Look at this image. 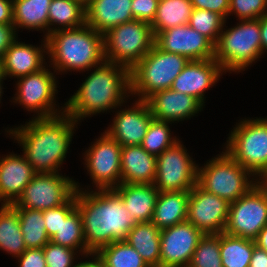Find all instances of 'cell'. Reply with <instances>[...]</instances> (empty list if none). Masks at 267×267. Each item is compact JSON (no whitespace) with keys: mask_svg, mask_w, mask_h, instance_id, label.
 I'll return each mask as SVG.
<instances>
[{"mask_svg":"<svg viewBox=\"0 0 267 267\" xmlns=\"http://www.w3.org/2000/svg\"><path fill=\"white\" fill-rule=\"evenodd\" d=\"M78 123L67 113L31 118L24 125L6 128V135L22 147L36 173H60ZM8 129V130H7Z\"/></svg>","mask_w":267,"mask_h":267,"instance_id":"cell-1","label":"cell"},{"mask_svg":"<svg viewBox=\"0 0 267 267\" xmlns=\"http://www.w3.org/2000/svg\"><path fill=\"white\" fill-rule=\"evenodd\" d=\"M76 183V208L82 218L87 250L95 254L115 241H125L137 224L114 189L81 188Z\"/></svg>","mask_w":267,"mask_h":267,"instance_id":"cell-2","label":"cell"},{"mask_svg":"<svg viewBox=\"0 0 267 267\" xmlns=\"http://www.w3.org/2000/svg\"><path fill=\"white\" fill-rule=\"evenodd\" d=\"M91 70L93 71L78 90L64 104L65 113L78 124L86 117L125 106L126 100L131 96L130 70L126 67L104 61Z\"/></svg>","mask_w":267,"mask_h":267,"instance_id":"cell-3","label":"cell"},{"mask_svg":"<svg viewBox=\"0 0 267 267\" xmlns=\"http://www.w3.org/2000/svg\"><path fill=\"white\" fill-rule=\"evenodd\" d=\"M46 39L48 63L56 75L86 72L105 61L104 35L87 24L54 31Z\"/></svg>","mask_w":267,"mask_h":267,"instance_id":"cell-4","label":"cell"},{"mask_svg":"<svg viewBox=\"0 0 267 267\" xmlns=\"http://www.w3.org/2000/svg\"><path fill=\"white\" fill-rule=\"evenodd\" d=\"M225 27L226 21L214 45V59L225 74L240 73L262 57L260 18L239 20L237 25Z\"/></svg>","mask_w":267,"mask_h":267,"instance_id":"cell-5","label":"cell"},{"mask_svg":"<svg viewBox=\"0 0 267 267\" xmlns=\"http://www.w3.org/2000/svg\"><path fill=\"white\" fill-rule=\"evenodd\" d=\"M242 119L228 134L225 151L259 181L267 179V117Z\"/></svg>","mask_w":267,"mask_h":267,"instance_id":"cell-6","label":"cell"},{"mask_svg":"<svg viewBox=\"0 0 267 267\" xmlns=\"http://www.w3.org/2000/svg\"><path fill=\"white\" fill-rule=\"evenodd\" d=\"M189 61L181 54L163 51L154 44L130 70L131 96L146 100L157 91L170 89Z\"/></svg>","mask_w":267,"mask_h":267,"instance_id":"cell-7","label":"cell"},{"mask_svg":"<svg viewBox=\"0 0 267 267\" xmlns=\"http://www.w3.org/2000/svg\"><path fill=\"white\" fill-rule=\"evenodd\" d=\"M203 165L197 166V184L207 192L215 194L229 203L245 195L259 182L225 149Z\"/></svg>","mask_w":267,"mask_h":267,"instance_id":"cell-8","label":"cell"},{"mask_svg":"<svg viewBox=\"0 0 267 267\" xmlns=\"http://www.w3.org/2000/svg\"><path fill=\"white\" fill-rule=\"evenodd\" d=\"M104 35L105 61L131 70L154 46L151 24L133 20L109 29Z\"/></svg>","mask_w":267,"mask_h":267,"instance_id":"cell-9","label":"cell"},{"mask_svg":"<svg viewBox=\"0 0 267 267\" xmlns=\"http://www.w3.org/2000/svg\"><path fill=\"white\" fill-rule=\"evenodd\" d=\"M50 68L47 64L40 71L20 77L15 82L16 93L11 102L33 112L32 118H50L65 113V105L59 108L56 104L58 81L56 72Z\"/></svg>","mask_w":267,"mask_h":267,"instance_id":"cell-10","label":"cell"},{"mask_svg":"<svg viewBox=\"0 0 267 267\" xmlns=\"http://www.w3.org/2000/svg\"><path fill=\"white\" fill-rule=\"evenodd\" d=\"M267 225V182L259 181L245 195L230 203L224 232L255 240Z\"/></svg>","mask_w":267,"mask_h":267,"instance_id":"cell-11","label":"cell"},{"mask_svg":"<svg viewBox=\"0 0 267 267\" xmlns=\"http://www.w3.org/2000/svg\"><path fill=\"white\" fill-rule=\"evenodd\" d=\"M75 182L62 173H36L25 186L22 195L11 205L40 211L58 207L75 195Z\"/></svg>","mask_w":267,"mask_h":267,"instance_id":"cell-12","label":"cell"},{"mask_svg":"<svg viewBox=\"0 0 267 267\" xmlns=\"http://www.w3.org/2000/svg\"><path fill=\"white\" fill-rule=\"evenodd\" d=\"M182 141H177L156 157L154 185L159 192L191 190L197 184L198 164Z\"/></svg>","mask_w":267,"mask_h":267,"instance_id":"cell-13","label":"cell"},{"mask_svg":"<svg viewBox=\"0 0 267 267\" xmlns=\"http://www.w3.org/2000/svg\"><path fill=\"white\" fill-rule=\"evenodd\" d=\"M121 149L104 131L83 153V164L95 190L114 189L121 184Z\"/></svg>","mask_w":267,"mask_h":267,"instance_id":"cell-14","label":"cell"},{"mask_svg":"<svg viewBox=\"0 0 267 267\" xmlns=\"http://www.w3.org/2000/svg\"><path fill=\"white\" fill-rule=\"evenodd\" d=\"M229 205L226 200L196 184L190 190L187 221L203 234L223 233L228 220Z\"/></svg>","mask_w":267,"mask_h":267,"instance_id":"cell-15","label":"cell"},{"mask_svg":"<svg viewBox=\"0 0 267 267\" xmlns=\"http://www.w3.org/2000/svg\"><path fill=\"white\" fill-rule=\"evenodd\" d=\"M203 235L188 221L162 229L160 267H188Z\"/></svg>","mask_w":267,"mask_h":267,"instance_id":"cell-16","label":"cell"},{"mask_svg":"<svg viewBox=\"0 0 267 267\" xmlns=\"http://www.w3.org/2000/svg\"><path fill=\"white\" fill-rule=\"evenodd\" d=\"M154 44L163 51L181 54L190 61L214 58V44L188 24L158 32Z\"/></svg>","mask_w":267,"mask_h":267,"instance_id":"cell-17","label":"cell"},{"mask_svg":"<svg viewBox=\"0 0 267 267\" xmlns=\"http://www.w3.org/2000/svg\"><path fill=\"white\" fill-rule=\"evenodd\" d=\"M133 104V105H132ZM128 108L117 109L112 123L105 132L122 147L141 145L147 133L149 123L153 119L152 112L146 100L137 99Z\"/></svg>","mask_w":267,"mask_h":267,"instance_id":"cell-18","label":"cell"},{"mask_svg":"<svg viewBox=\"0 0 267 267\" xmlns=\"http://www.w3.org/2000/svg\"><path fill=\"white\" fill-rule=\"evenodd\" d=\"M225 73L214 59L189 61L175 78L170 89L190 95L205 106V93L219 82Z\"/></svg>","mask_w":267,"mask_h":267,"instance_id":"cell-19","label":"cell"},{"mask_svg":"<svg viewBox=\"0 0 267 267\" xmlns=\"http://www.w3.org/2000/svg\"><path fill=\"white\" fill-rule=\"evenodd\" d=\"M47 39L41 41V45L26 44L18 41V38L6 50L2 61L3 76L8 78H20L28 74L36 73L47 66ZM46 58V59H45Z\"/></svg>","mask_w":267,"mask_h":267,"instance_id":"cell-20","label":"cell"},{"mask_svg":"<svg viewBox=\"0 0 267 267\" xmlns=\"http://www.w3.org/2000/svg\"><path fill=\"white\" fill-rule=\"evenodd\" d=\"M146 101L153 119L171 123L188 120L204 108L196 98L172 89L157 91Z\"/></svg>","mask_w":267,"mask_h":267,"instance_id":"cell-21","label":"cell"},{"mask_svg":"<svg viewBox=\"0 0 267 267\" xmlns=\"http://www.w3.org/2000/svg\"><path fill=\"white\" fill-rule=\"evenodd\" d=\"M35 174L23 154L0 156V203H15Z\"/></svg>","mask_w":267,"mask_h":267,"instance_id":"cell-22","label":"cell"},{"mask_svg":"<svg viewBox=\"0 0 267 267\" xmlns=\"http://www.w3.org/2000/svg\"><path fill=\"white\" fill-rule=\"evenodd\" d=\"M132 0H90L85 7L86 24L105 34L109 29L133 21Z\"/></svg>","mask_w":267,"mask_h":267,"instance_id":"cell-23","label":"cell"},{"mask_svg":"<svg viewBox=\"0 0 267 267\" xmlns=\"http://www.w3.org/2000/svg\"><path fill=\"white\" fill-rule=\"evenodd\" d=\"M156 156L141 145L124 146L121 149V183L153 184L156 177Z\"/></svg>","mask_w":267,"mask_h":267,"instance_id":"cell-24","label":"cell"},{"mask_svg":"<svg viewBox=\"0 0 267 267\" xmlns=\"http://www.w3.org/2000/svg\"><path fill=\"white\" fill-rule=\"evenodd\" d=\"M114 190L120 195L129 215L136 223L150 222L159 191L154 184H120Z\"/></svg>","mask_w":267,"mask_h":267,"instance_id":"cell-25","label":"cell"},{"mask_svg":"<svg viewBox=\"0 0 267 267\" xmlns=\"http://www.w3.org/2000/svg\"><path fill=\"white\" fill-rule=\"evenodd\" d=\"M190 190L159 192L152 223L162 230L187 221V208Z\"/></svg>","mask_w":267,"mask_h":267,"instance_id":"cell-26","label":"cell"},{"mask_svg":"<svg viewBox=\"0 0 267 267\" xmlns=\"http://www.w3.org/2000/svg\"><path fill=\"white\" fill-rule=\"evenodd\" d=\"M52 0H13V25L18 29L43 31L48 37V11ZM45 32V33H44Z\"/></svg>","mask_w":267,"mask_h":267,"instance_id":"cell-27","label":"cell"},{"mask_svg":"<svg viewBox=\"0 0 267 267\" xmlns=\"http://www.w3.org/2000/svg\"><path fill=\"white\" fill-rule=\"evenodd\" d=\"M161 230L150 222L137 223L129 232L126 242L132 246L149 267H160Z\"/></svg>","mask_w":267,"mask_h":267,"instance_id":"cell-28","label":"cell"},{"mask_svg":"<svg viewBox=\"0 0 267 267\" xmlns=\"http://www.w3.org/2000/svg\"><path fill=\"white\" fill-rule=\"evenodd\" d=\"M48 21V35L57 30L81 27L86 24L85 6L76 0H52Z\"/></svg>","mask_w":267,"mask_h":267,"instance_id":"cell-29","label":"cell"},{"mask_svg":"<svg viewBox=\"0 0 267 267\" xmlns=\"http://www.w3.org/2000/svg\"><path fill=\"white\" fill-rule=\"evenodd\" d=\"M27 249L20 229L18 211L11 204L0 207V250L13 258L20 256Z\"/></svg>","mask_w":267,"mask_h":267,"instance_id":"cell-30","label":"cell"},{"mask_svg":"<svg viewBox=\"0 0 267 267\" xmlns=\"http://www.w3.org/2000/svg\"><path fill=\"white\" fill-rule=\"evenodd\" d=\"M193 9L190 0H159L155 19L151 23L154 36L166 29L189 24Z\"/></svg>","mask_w":267,"mask_h":267,"instance_id":"cell-31","label":"cell"},{"mask_svg":"<svg viewBox=\"0 0 267 267\" xmlns=\"http://www.w3.org/2000/svg\"><path fill=\"white\" fill-rule=\"evenodd\" d=\"M255 240L220 233L222 267H249Z\"/></svg>","mask_w":267,"mask_h":267,"instance_id":"cell-32","label":"cell"},{"mask_svg":"<svg viewBox=\"0 0 267 267\" xmlns=\"http://www.w3.org/2000/svg\"><path fill=\"white\" fill-rule=\"evenodd\" d=\"M50 241L77 250L85 259L92 255L86 247L82 218L77 208L66 219H62L61 226Z\"/></svg>","mask_w":267,"mask_h":267,"instance_id":"cell-33","label":"cell"},{"mask_svg":"<svg viewBox=\"0 0 267 267\" xmlns=\"http://www.w3.org/2000/svg\"><path fill=\"white\" fill-rule=\"evenodd\" d=\"M94 255L103 267H149L126 241H115L102 247Z\"/></svg>","mask_w":267,"mask_h":267,"instance_id":"cell-34","label":"cell"},{"mask_svg":"<svg viewBox=\"0 0 267 267\" xmlns=\"http://www.w3.org/2000/svg\"><path fill=\"white\" fill-rule=\"evenodd\" d=\"M18 211L20 229L27 249L43 248L50 238L46 232L43 213L40 210L14 207Z\"/></svg>","mask_w":267,"mask_h":267,"instance_id":"cell-35","label":"cell"},{"mask_svg":"<svg viewBox=\"0 0 267 267\" xmlns=\"http://www.w3.org/2000/svg\"><path fill=\"white\" fill-rule=\"evenodd\" d=\"M169 124L171 122L152 119L149 123L147 133L145 134L141 146L151 155L158 156L165 149L173 146L180 139L172 137ZM171 132V133H170Z\"/></svg>","mask_w":267,"mask_h":267,"instance_id":"cell-36","label":"cell"},{"mask_svg":"<svg viewBox=\"0 0 267 267\" xmlns=\"http://www.w3.org/2000/svg\"><path fill=\"white\" fill-rule=\"evenodd\" d=\"M188 267H222L220 234H204Z\"/></svg>","mask_w":267,"mask_h":267,"instance_id":"cell-37","label":"cell"},{"mask_svg":"<svg viewBox=\"0 0 267 267\" xmlns=\"http://www.w3.org/2000/svg\"><path fill=\"white\" fill-rule=\"evenodd\" d=\"M225 21L220 14L194 8L188 25L207 37L215 45L223 30Z\"/></svg>","mask_w":267,"mask_h":267,"instance_id":"cell-38","label":"cell"},{"mask_svg":"<svg viewBox=\"0 0 267 267\" xmlns=\"http://www.w3.org/2000/svg\"><path fill=\"white\" fill-rule=\"evenodd\" d=\"M43 252L47 267H77L78 263L75 260L78 256H82L77 250L54 244L51 241L43 247Z\"/></svg>","mask_w":267,"mask_h":267,"instance_id":"cell-39","label":"cell"},{"mask_svg":"<svg viewBox=\"0 0 267 267\" xmlns=\"http://www.w3.org/2000/svg\"><path fill=\"white\" fill-rule=\"evenodd\" d=\"M236 15V20L258 19L267 15V0H230L228 16Z\"/></svg>","mask_w":267,"mask_h":267,"instance_id":"cell-40","label":"cell"},{"mask_svg":"<svg viewBox=\"0 0 267 267\" xmlns=\"http://www.w3.org/2000/svg\"><path fill=\"white\" fill-rule=\"evenodd\" d=\"M76 209V193L63 205L42 211L46 232L51 238L61 226L62 219H66Z\"/></svg>","mask_w":267,"mask_h":267,"instance_id":"cell-41","label":"cell"},{"mask_svg":"<svg viewBox=\"0 0 267 267\" xmlns=\"http://www.w3.org/2000/svg\"><path fill=\"white\" fill-rule=\"evenodd\" d=\"M159 0H132L131 11L134 20L152 23L155 19Z\"/></svg>","mask_w":267,"mask_h":267,"instance_id":"cell-42","label":"cell"},{"mask_svg":"<svg viewBox=\"0 0 267 267\" xmlns=\"http://www.w3.org/2000/svg\"><path fill=\"white\" fill-rule=\"evenodd\" d=\"M16 258L18 267H47L43 248L26 249Z\"/></svg>","mask_w":267,"mask_h":267,"instance_id":"cell-43","label":"cell"},{"mask_svg":"<svg viewBox=\"0 0 267 267\" xmlns=\"http://www.w3.org/2000/svg\"><path fill=\"white\" fill-rule=\"evenodd\" d=\"M193 8L205 9L220 14L226 21L228 19L230 0H190Z\"/></svg>","mask_w":267,"mask_h":267,"instance_id":"cell-44","label":"cell"},{"mask_svg":"<svg viewBox=\"0 0 267 267\" xmlns=\"http://www.w3.org/2000/svg\"><path fill=\"white\" fill-rule=\"evenodd\" d=\"M17 36L18 33L13 24H0V60L3 59L6 50L18 38Z\"/></svg>","mask_w":267,"mask_h":267,"instance_id":"cell-45","label":"cell"},{"mask_svg":"<svg viewBox=\"0 0 267 267\" xmlns=\"http://www.w3.org/2000/svg\"><path fill=\"white\" fill-rule=\"evenodd\" d=\"M0 24H13V0H0Z\"/></svg>","mask_w":267,"mask_h":267,"instance_id":"cell-46","label":"cell"},{"mask_svg":"<svg viewBox=\"0 0 267 267\" xmlns=\"http://www.w3.org/2000/svg\"><path fill=\"white\" fill-rule=\"evenodd\" d=\"M249 267H267V251L255 244Z\"/></svg>","mask_w":267,"mask_h":267,"instance_id":"cell-47","label":"cell"},{"mask_svg":"<svg viewBox=\"0 0 267 267\" xmlns=\"http://www.w3.org/2000/svg\"><path fill=\"white\" fill-rule=\"evenodd\" d=\"M260 37L262 55L267 53V15L260 17Z\"/></svg>","mask_w":267,"mask_h":267,"instance_id":"cell-48","label":"cell"},{"mask_svg":"<svg viewBox=\"0 0 267 267\" xmlns=\"http://www.w3.org/2000/svg\"><path fill=\"white\" fill-rule=\"evenodd\" d=\"M255 244L267 251V225L259 232L257 238L255 239Z\"/></svg>","mask_w":267,"mask_h":267,"instance_id":"cell-49","label":"cell"},{"mask_svg":"<svg viewBox=\"0 0 267 267\" xmlns=\"http://www.w3.org/2000/svg\"><path fill=\"white\" fill-rule=\"evenodd\" d=\"M87 256L88 260L79 261L77 267H103L102 263L96 258L94 254ZM92 259V260H90Z\"/></svg>","mask_w":267,"mask_h":267,"instance_id":"cell-50","label":"cell"},{"mask_svg":"<svg viewBox=\"0 0 267 267\" xmlns=\"http://www.w3.org/2000/svg\"><path fill=\"white\" fill-rule=\"evenodd\" d=\"M3 80H0V103H1V99H2V94H4L3 92Z\"/></svg>","mask_w":267,"mask_h":267,"instance_id":"cell-51","label":"cell"},{"mask_svg":"<svg viewBox=\"0 0 267 267\" xmlns=\"http://www.w3.org/2000/svg\"><path fill=\"white\" fill-rule=\"evenodd\" d=\"M0 80H6V78L3 76L2 61L1 60H0Z\"/></svg>","mask_w":267,"mask_h":267,"instance_id":"cell-52","label":"cell"},{"mask_svg":"<svg viewBox=\"0 0 267 267\" xmlns=\"http://www.w3.org/2000/svg\"><path fill=\"white\" fill-rule=\"evenodd\" d=\"M79 1L81 4H83L85 7L88 5V3L90 2V0H76Z\"/></svg>","mask_w":267,"mask_h":267,"instance_id":"cell-53","label":"cell"}]
</instances>
